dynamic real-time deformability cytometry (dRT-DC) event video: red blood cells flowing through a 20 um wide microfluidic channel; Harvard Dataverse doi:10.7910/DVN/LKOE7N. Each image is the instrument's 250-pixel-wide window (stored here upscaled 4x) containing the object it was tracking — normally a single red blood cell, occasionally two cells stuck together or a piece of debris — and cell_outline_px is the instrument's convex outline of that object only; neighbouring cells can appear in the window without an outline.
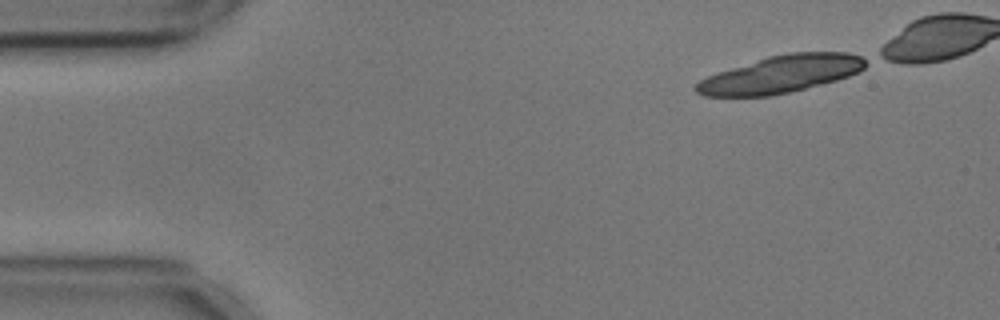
{"species": "common noctule bat (a hibernating species)", "species_latin": "Nyctalus noctula", "temperature_condition": "cold", "stored_images_in_passage": 20, "camera_frame_rate_fps": 3000, "um_per_image_px": 0.085, "animal": {"sex": "male", "body_mass_g": 17.9, "forearm_length_mm": 54.2}, "frame": {"image": 1, "passage_image": 1, "time_ms": 0.0, "image_size_px": [1000, 320], "cell_outline_px": [[864, 68], [848, 76], [836, 80], [788, 92], [768, 96], [704, 96], [696, 92], [692, 88], [700, 80], [708, 76], [768, 56], [788, 52], [848, 52], [860, 56], [864, 60]], "centroid_in_image_um": [66.35, 6.3], "position_along_channel_um": 18.7, "area_um2": 36.24}}